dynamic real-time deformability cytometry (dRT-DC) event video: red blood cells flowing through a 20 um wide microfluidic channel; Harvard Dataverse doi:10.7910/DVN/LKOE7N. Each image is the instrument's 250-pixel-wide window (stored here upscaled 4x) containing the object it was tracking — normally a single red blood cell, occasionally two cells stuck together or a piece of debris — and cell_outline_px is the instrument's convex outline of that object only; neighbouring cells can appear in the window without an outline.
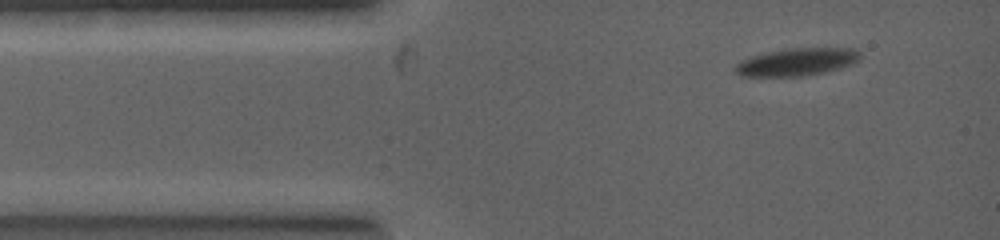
{"species": "common noctule bat (a hibernating species)", "species_latin": "Nyctalus noctula", "temperature_condition": "warm", "stored_images_in_passage": 5, "segment_of_instrument_passage": [2, 2], "camera_frame_rate_fps": 5000, "um_per_image_px": 0.085, "animal": {"sex": "female", "body_mass_g": 19.0, "forearm_length_mm": 53.3}, "frame": {"image": 1, "passage_image": 5, "time_ms": 3.0, "image_size_px": [1000, 240], "cell_outline_px": [[860, 56], [856, 60], [848, 64], [824, 72], [800, 76], [744, 76], [736, 72], [736, 64], [744, 60], [756, 56], [772, 52], [792, 48], [852, 48], [860, 52]], "centroid_in_image_um": [67.75, 5.26], "position_along_channel_um": 17.2, "area_um2": 19.13}}